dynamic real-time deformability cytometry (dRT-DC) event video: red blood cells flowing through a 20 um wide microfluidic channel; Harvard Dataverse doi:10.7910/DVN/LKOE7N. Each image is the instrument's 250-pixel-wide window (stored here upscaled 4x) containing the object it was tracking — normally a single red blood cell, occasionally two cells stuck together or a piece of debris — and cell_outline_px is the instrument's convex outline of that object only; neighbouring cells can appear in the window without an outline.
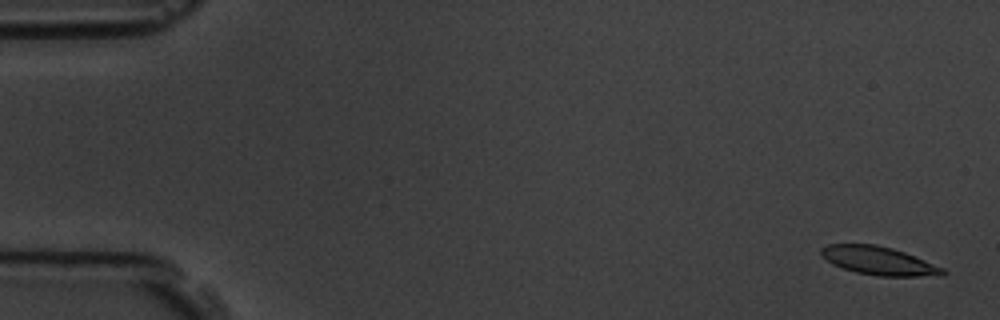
{"species": "common noctule bat (a hibernating species)", "species_latin": "Nyctalus noctula", "temperature_condition": "room temperature", "stored_images_in_passage": 6, "segment_of_instrument_passage": [1, 2], "camera_frame_rate_fps": 3000, "um_per_image_px": 0.085, "animal": {"sex": "male", "body_mass_g": 19.5, "forearm_length_mm": 54.6}, "frame": {"image": 1, "passage_image": 1, "time_ms": 0.0, "image_size_px": [1000, 320], "cell_outline_px": [[948, 272], [944, 276], [876, 276], [856, 272], [832, 264], [820, 256], [820, 248], [828, 244], [876, 244], [892, 248], [904, 252], [944, 268]], "centroid_in_image_um": [74.69, 22.17], "position_along_channel_um": 10.3, "area_um2": 20.23}}